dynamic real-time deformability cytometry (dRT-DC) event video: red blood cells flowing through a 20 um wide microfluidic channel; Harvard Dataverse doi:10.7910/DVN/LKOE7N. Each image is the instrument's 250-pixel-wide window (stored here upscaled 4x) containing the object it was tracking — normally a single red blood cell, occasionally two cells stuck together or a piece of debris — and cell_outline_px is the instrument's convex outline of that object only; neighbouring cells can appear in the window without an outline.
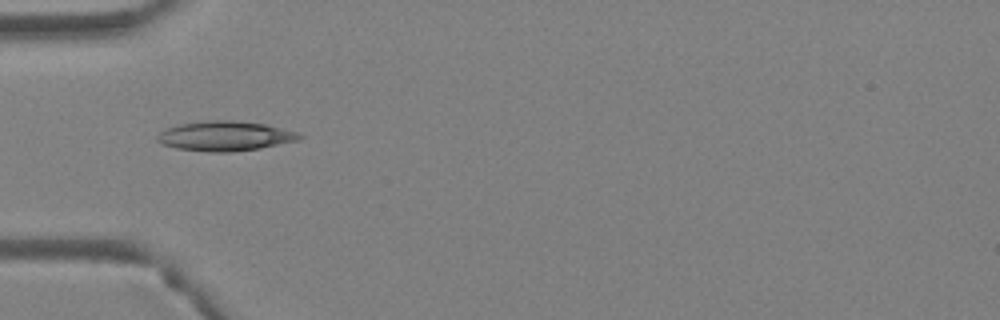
{"species": "Egyptian fruit bat (a non-hibernating species)", "species_latin": "Rousettus aegyptiacus", "temperature_condition": "warm", "stored_images_in_passage": 5, "camera_frame_rate_fps": 3000, "um_per_image_px": 0.085, "animal": {"sex": "female"}, "frame": {"image": 1, "passage_image": 4, "time_ms": 1.0, "image_size_px": [1000, 320], "cell_outline_px": [[304, 136], [300, 140], [260, 148], [232, 152], [212, 152], [176, 148], [164, 144], [156, 140], [156, 136], [160, 132], [168, 128], [180, 124], [208, 120], [232, 120], [264, 124], [296, 132]], "centroid_in_image_um": [19.14, 11.56], "position_along_channel_um": 65.9, "area_um2": 24.45}}
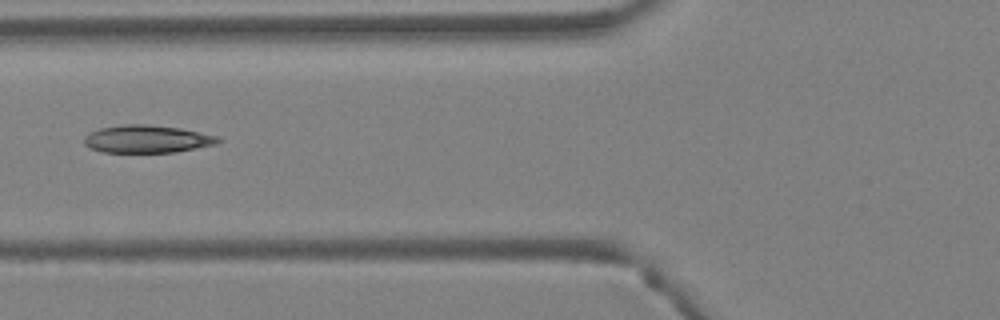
{"frame": {"image": 2, "passage_image": 5, "time_ms": 1.333, "image_size_px": [1000, 320], "cell_outline_px": [[224, 140], [216, 144], [176, 152], [104, 152], [88, 148], [84, 144], [84, 136], [100, 128], [124, 124], [144, 124], [180, 128], [220, 136]], "centroid_in_image_um": [12.53, 11.82], "position_along_channel_um": 113.3, "area_um2": 21.68}}